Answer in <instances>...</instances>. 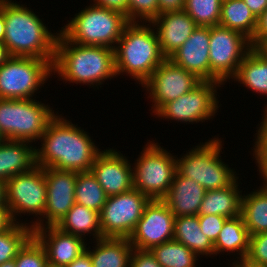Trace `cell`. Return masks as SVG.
Wrapping results in <instances>:
<instances>
[{
	"instance_id": "cell-49",
	"label": "cell",
	"mask_w": 267,
	"mask_h": 267,
	"mask_svg": "<svg viewBox=\"0 0 267 267\" xmlns=\"http://www.w3.org/2000/svg\"><path fill=\"white\" fill-rule=\"evenodd\" d=\"M5 37V20H4V11L0 7V42H3Z\"/></svg>"
},
{
	"instance_id": "cell-46",
	"label": "cell",
	"mask_w": 267,
	"mask_h": 267,
	"mask_svg": "<svg viewBox=\"0 0 267 267\" xmlns=\"http://www.w3.org/2000/svg\"><path fill=\"white\" fill-rule=\"evenodd\" d=\"M250 11L258 18L267 9V0H243Z\"/></svg>"
},
{
	"instance_id": "cell-33",
	"label": "cell",
	"mask_w": 267,
	"mask_h": 267,
	"mask_svg": "<svg viewBox=\"0 0 267 267\" xmlns=\"http://www.w3.org/2000/svg\"><path fill=\"white\" fill-rule=\"evenodd\" d=\"M33 237V229L25 224L14 223L0 232V264L16 258L18 252Z\"/></svg>"
},
{
	"instance_id": "cell-42",
	"label": "cell",
	"mask_w": 267,
	"mask_h": 267,
	"mask_svg": "<svg viewBox=\"0 0 267 267\" xmlns=\"http://www.w3.org/2000/svg\"><path fill=\"white\" fill-rule=\"evenodd\" d=\"M253 152V153H251ZM250 155L255 160L259 177L267 181V149H252Z\"/></svg>"
},
{
	"instance_id": "cell-13",
	"label": "cell",
	"mask_w": 267,
	"mask_h": 267,
	"mask_svg": "<svg viewBox=\"0 0 267 267\" xmlns=\"http://www.w3.org/2000/svg\"><path fill=\"white\" fill-rule=\"evenodd\" d=\"M150 199L139 190L107 197L100 212L103 237L129 238Z\"/></svg>"
},
{
	"instance_id": "cell-10",
	"label": "cell",
	"mask_w": 267,
	"mask_h": 267,
	"mask_svg": "<svg viewBox=\"0 0 267 267\" xmlns=\"http://www.w3.org/2000/svg\"><path fill=\"white\" fill-rule=\"evenodd\" d=\"M52 76V64L48 60L10 56L0 66V99L38 98L36 94Z\"/></svg>"
},
{
	"instance_id": "cell-41",
	"label": "cell",
	"mask_w": 267,
	"mask_h": 267,
	"mask_svg": "<svg viewBox=\"0 0 267 267\" xmlns=\"http://www.w3.org/2000/svg\"><path fill=\"white\" fill-rule=\"evenodd\" d=\"M262 119L258 125L256 133L253 135L255 138L253 139V147L251 149H267V106L263 108Z\"/></svg>"
},
{
	"instance_id": "cell-54",
	"label": "cell",
	"mask_w": 267,
	"mask_h": 267,
	"mask_svg": "<svg viewBox=\"0 0 267 267\" xmlns=\"http://www.w3.org/2000/svg\"><path fill=\"white\" fill-rule=\"evenodd\" d=\"M46 267H64V266H58V265L47 263Z\"/></svg>"
},
{
	"instance_id": "cell-27",
	"label": "cell",
	"mask_w": 267,
	"mask_h": 267,
	"mask_svg": "<svg viewBox=\"0 0 267 267\" xmlns=\"http://www.w3.org/2000/svg\"><path fill=\"white\" fill-rule=\"evenodd\" d=\"M55 227L65 233L81 237L87 242L103 238L100 213L77 203L61 218Z\"/></svg>"
},
{
	"instance_id": "cell-40",
	"label": "cell",
	"mask_w": 267,
	"mask_h": 267,
	"mask_svg": "<svg viewBox=\"0 0 267 267\" xmlns=\"http://www.w3.org/2000/svg\"><path fill=\"white\" fill-rule=\"evenodd\" d=\"M250 42L252 48L257 49L267 42V9L257 18V26Z\"/></svg>"
},
{
	"instance_id": "cell-28",
	"label": "cell",
	"mask_w": 267,
	"mask_h": 267,
	"mask_svg": "<svg viewBox=\"0 0 267 267\" xmlns=\"http://www.w3.org/2000/svg\"><path fill=\"white\" fill-rule=\"evenodd\" d=\"M173 239L184 244L199 258H214V244L201 231L198 215L175 217Z\"/></svg>"
},
{
	"instance_id": "cell-51",
	"label": "cell",
	"mask_w": 267,
	"mask_h": 267,
	"mask_svg": "<svg viewBox=\"0 0 267 267\" xmlns=\"http://www.w3.org/2000/svg\"><path fill=\"white\" fill-rule=\"evenodd\" d=\"M0 206L6 205V190H5V182L0 180Z\"/></svg>"
},
{
	"instance_id": "cell-23",
	"label": "cell",
	"mask_w": 267,
	"mask_h": 267,
	"mask_svg": "<svg viewBox=\"0 0 267 267\" xmlns=\"http://www.w3.org/2000/svg\"><path fill=\"white\" fill-rule=\"evenodd\" d=\"M250 235L244 224L242 215L233 218H227L224 222L217 240L214 243V258L217 255H233V259L229 261V265L237 261L244 260L249 251ZM229 252V253H228ZM216 256V257H215ZM237 256V257H236ZM237 259H236V258Z\"/></svg>"
},
{
	"instance_id": "cell-1",
	"label": "cell",
	"mask_w": 267,
	"mask_h": 267,
	"mask_svg": "<svg viewBox=\"0 0 267 267\" xmlns=\"http://www.w3.org/2000/svg\"><path fill=\"white\" fill-rule=\"evenodd\" d=\"M77 125L63 113H58L36 145V166L74 172L91 171L102 149L86 129Z\"/></svg>"
},
{
	"instance_id": "cell-15",
	"label": "cell",
	"mask_w": 267,
	"mask_h": 267,
	"mask_svg": "<svg viewBox=\"0 0 267 267\" xmlns=\"http://www.w3.org/2000/svg\"><path fill=\"white\" fill-rule=\"evenodd\" d=\"M174 221V214L162 200H150L129 237L130 244L135 249L151 250L154 246L172 240Z\"/></svg>"
},
{
	"instance_id": "cell-14",
	"label": "cell",
	"mask_w": 267,
	"mask_h": 267,
	"mask_svg": "<svg viewBox=\"0 0 267 267\" xmlns=\"http://www.w3.org/2000/svg\"><path fill=\"white\" fill-rule=\"evenodd\" d=\"M201 82L195 74L166 58L141 87L145 90V98H150L149 111L153 116L162 105L178 99Z\"/></svg>"
},
{
	"instance_id": "cell-31",
	"label": "cell",
	"mask_w": 267,
	"mask_h": 267,
	"mask_svg": "<svg viewBox=\"0 0 267 267\" xmlns=\"http://www.w3.org/2000/svg\"><path fill=\"white\" fill-rule=\"evenodd\" d=\"M107 197L92 171L77 172L75 203L100 213Z\"/></svg>"
},
{
	"instance_id": "cell-24",
	"label": "cell",
	"mask_w": 267,
	"mask_h": 267,
	"mask_svg": "<svg viewBox=\"0 0 267 267\" xmlns=\"http://www.w3.org/2000/svg\"><path fill=\"white\" fill-rule=\"evenodd\" d=\"M133 249L129 238L103 237L88 242L85 251L90 255L93 267H130Z\"/></svg>"
},
{
	"instance_id": "cell-2",
	"label": "cell",
	"mask_w": 267,
	"mask_h": 267,
	"mask_svg": "<svg viewBox=\"0 0 267 267\" xmlns=\"http://www.w3.org/2000/svg\"><path fill=\"white\" fill-rule=\"evenodd\" d=\"M52 73L64 84L88 85L89 89L99 90L105 81L117 78L114 49L76 44L59 33Z\"/></svg>"
},
{
	"instance_id": "cell-37",
	"label": "cell",
	"mask_w": 267,
	"mask_h": 267,
	"mask_svg": "<svg viewBox=\"0 0 267 267\" xmlns=\"http://www.w3.org/2000/svg\"><path fill=\"white\" fill-rule=\"evenodd\" d=\"M245 259L249 262L267 265V232L250 236L249 251Z\"/></svg>"
},
{
	"instance_id": "cell-44",
	"label": "cell",
	"mask_w": 267,
	"mask_h": 267,
	"mask_svg": "<svg viewBox=\"0 0 267 267\" xmlns=\"http://www.w3.org/2000/svg\"><path fill=\"white\" fill-rule=\"evenodd\" d=\"M159 14L165 12L182 11L184 9V0H158Z\"/></svg>"
},
{
	"instance_id": "cell-8",
	"label": "cell",
	"mask_w": 267,
	"mask_h": 267,
	"mask_svg": "<svg viewBox=\"0 0 267 267\" xmlns=\"http://www.w3.org/2000/svg\"><path fill=\"white\" fill-rule=\"evenodd\" d=\"M146 142L132 164L133 187L150 200H162L177 171L176 155L161 147L156 138L151 141L147 139Z\"/></svg>"
},
{
	"instance_id": "cell-12",
	"label": "cell",
	"mask_w": 267,
	"mask_h": 267,
	"mask_svg": "<svg viewBox=\"0 0 267 267\" xmlns=\"http://www.w3.org/2000/svg\"><path fill=\"white\" fill-rule=\"evenodd\" d=\"M252 49L250 39L239 31L214 25L210 27V81L225 83L237 74L239 65Z\"/></svg>"
},
{
	"instance_id": "cell-53",
	"label": "cell",
	"mask_w": 267,
	"mask_h": 267,
	"mask_svg": "<svg viewBox=\"0 0 267 267\" xmlns=\"http://www.w3.org/2000/svg\"><path fill=\"white\" fill-rule=\"evenodd\" d=\"M267 55V42L260 48Z\"/></svg>"
},
{
	"instance_id": "cell-18",
	"label": "cell",
	"mask_w": 267,
	"mask_h": 267,
	"mask_svg": "<svg viewBox=\"0 0 267 267\" xmlns=\"http://www.w3.org/2000/svg\"><path fill=\"white\" fill-rule=\"evenodd\" d=\"M209 41L210 27L197 26L169 59L202 81H210Z\"/></svg>"
},
{
	"instance_id": "cell-35",
	"label": "cell",
	"mask_w": 267,
	"mask_h": 267,
	"mask_svg": "<svg viewBox=\"0 0 267 267\" xmlns=\"http://www.w3.org/2000/svg\"><path fill=\"white\" fill-rule=\"evenodd\" d=\"M48 263L44 247L33 236L18 252L16 267H46Z\"/></svg>"
},
{
	"instance_id": "cell-50",
	"label": "cell",
	"mask_w": 267,
	"mask_h": 267,
	"mask_svg": "<svg viewBox=\"0 0 267 267\" xmlns=\"http://www.w3.org/2000/svg\"><path fill=\"white\" fill-rule=\"evenodd\" d=\"M10 57L6 46L3 42H0V66Z\"/></svg>"
},
{
	"instance_id": "cell-34",
	"label": "cell",
	"mask_w": 267,
	"mask_h": 267,
	"mask_svg": "<svg viewBox=\"0 0 267 267\" xmlns=\"http://www.w3.org/2000/svg\"><path fill=\"white\" fill-rule=\"evenodd\" d=\"M222 0H184V11L197 26L219 25Z\"/></svg>"
},
{
	"instance_id": "cell-36",
	"label": "cell",
	"mask_w": 267,
	"mask_h": 267,
	"mask_svg": "<svg viewBox=\"0 0 267 267\" xmlns=\"http://www.w3.org/2000/svg\"><path fill=\"white\" fill-rule=\"evenodd\" d=\"M158 15V0H128V22L150 23Z\"/></svg>"
},
{
	"instance_id": "cell-38",
	"label": "cell",
	"mask_w": 267,
	"mask_h": 267,
	"mask_svg": "<svg viewBox=\"0 0 267 267\" xmlns=\"http://www.w3.org/2000/svg\"><path fill=\"white\" fill-rule=\"evenodd\" d=\"M198 219L201 231L214 244L227 218L222 215L210 214V215H198Z\"/></svg>"
},
{
	"instance_id": "cell-21",
	"label": "cell",
	"mask_w": 267,
	"mask_h": 267,
	"mask_svg": "<svg viewBox=\"0 0 267 267\" xmlns=\"http://www.w3.org/2000/svg\"><path fill=\"white\" fill-rule=\"evenodd\" d=\"M205 192L200 184L176 171L173 183L162 201L175 217L198 215Z\"/></svg>"
},
{
	"instance_id": "cell-43",
	"label": "cell",
	"mask_w": 267,
	"mask_h": 267,
	"mask_svg": "<svg viewBox=\"0 0 267 267\" xmlns=\"http://www.w3.org/2000/svg\"><path fill=\"white\" fill-rule=\"evenodd\" d=\"M90 2L99 7L121 12L128 21V0H90Z\"/></svg>"
},
{
	"instance_id": "cell-6",
	"label": "cell",
	"mask_w": 267,
	"mask_h": 267,
	"mask_svg": "<svg viewBox=\"0 0 267 267\" xmlns=\"http://www.w3.org/2000/svg\"><path fill=\"white\" fill-rule=\"evenodd\" d=\"M68 22V23H67ZM60 33L70 42L114 49L124 27L129 23L121 12L92 3L67 20Z\"/></svg>"
},
{
	"instance_id": "cell-25",
	"label": "cell",
	"mask_w": 267,
	"mask_h": 267,
	"mask_svg": "<svg viewBox=\"0 0 267 267\" xmlns=\"http://www.w3.org/2000/svg\"><path fill=\"white\" fill-rule=\"evenodd\" d=\"M231 81L240 84L238 87H245L247 92L250 90L254 95L259 94L258 96L267 98V55L260 49L252 48L242 60L237 74Z\"/></svg>"
},
{
	"instance_id": "cell-17",
	"label": "cell",
	"mask_w": 267,
	"mask_h": 267,
	"mask_svg": "<svg viewBox=\"0 0 267 267\" xmlns=\"http://www.w3.org/2000/svg\"><path fill=\"white\" fill-rule=\"evenodd\" d=\"M125 155L117 148L106 147L92 165L91 171L108 197L134 188L132 161Z\"/></svg>"
},
{
	"instance_id": "cell-3",
	"label": "cell",
	"mask_w": 267,
	"mask_h": 267,
	"mask_svg": "<svg viewBox=\"0 0 267 267\" xmlns=\"http://www.w3.org/2000/svg\"><path fill=\"white\" fill-rule=\"evenodd\" d=\"M26 4L16 0H3L0 4L5 20L3 43L10 56L41 58L53 65L60 28L52 32L41 15L36 14L40 12Z\"/></svg>"
},
{
	"instance_id": "cell-22",
	"label": "cell",
	"mask_w": 267,
	"mask_h": 267,
	"mask_svg": "<svg viewBox=\"0 0 267 267\" xmlns=\"http://www.w3.org/2000/svg\"><path fill=\"white\" fill-rule=\"evenodd\" d=\"M36 166V145L28 141L6 140L0 143V180L29 172Z\"/></svg>"
},
{
	"instance_id": "cell-20",
	"label": "cell",
	"mask_w": 267,
	"mask_h": 267,
	"mask_svg": "<svg viewBox=\"0 0 267 267\" xmlns=\"http://www.w3.org/2000/svg\"><path fill=\"white\" fill-rule=\"evenodd\" d=\"M150 23L155 29L165 58H169L181 47L197 27L184 10L161 13Z\"/></svg>"
},
{
	"instance_id": "cell-26",
	"label": "cell",
	"mask_w": 267,
	"mask_h": 267,
	"mask_svg": "<svg viewBox=\"0 0 267 267\" xmlns=\"http://www.w3.org/2000/svg\"><path fill=\"white\" fill-rule=\"evenodd\" d=\"M239 177L228 187L207 190L201 202L198 215H222L233 218L241 215L243 189Z\"/></svg>"
},
{
	"instance_id": "cell-4",
	"label": "cell",
	"mask_w": 267,
	"mask_h": 267,
	"mask_svg": "<svg viewBox=\"0 0 267 267\" xmlns=\"http://www.w3.org/2000/svg\"><path fill=\"white\" fill-rule=\"evenodd\" d=\"M116 75L142 86L166 59L151 23L129 22L114 48ZM123 75V76H122Z\"/></svg>"
},
{
	"instance_id": "cell-7",
	"label": "cell",
	"mask_w": 267,
	"mask_h": 267,
	"mask_svg": "<svg viewBox=\"0 0 267 267\" xmlns=\"http://www.w3.org/2000/svg\"><path fill=\"white\" fill-rule=\"evenodd\" d=\"M50 105L36 98L0 99V134L6 140L38 143L59 112Z\"/></svg>"
},
{
	"instance_id": "cell-5",
	"label": "cell",
	"mask_w": 267,
	"mask_h": 267,
	"mask_svg": "<svg viewBox=\"0 0 267 267\" xmlns=\"http://www.w3.org/2000/svg\"><path fill=\"white\" fill-rule=\"evenodd\" d=\"M218 135L192 145L184 151L186 154H176L177 171L200 184L206 191L228 187L238 177H242L238 176L240 174L234 167H229L228 162L223 161L221 154L225 144Z\"/></svg>"
},
{
	"instance_id": "cell-29",
	"label": "cell",
	"mask_w": 267,
	"mask_h": 267,
	"mask_svg": "<svg viewBox=\"0 0 267 267\" xmlns=\"http://www.w3.org/2000/svg\"><path fill=\"white\" fill-rule=\"evenodd\" d=\"M260 180L263 184L242 196L241 215L250 236L267 232V181Z\"/></svg>"
},
{
	"instance_id": "cell-9",
	"label": "cell",
	"mask_w": 267,
	"mask_h": 267,
	"mask_svg": "<svg viewBox=\"0 0 267 267\" xmlns=\"http://www.w3.org/2000/svg\"><path fill=\"white\" fill-rule=\"evenodd\" d=\"M5 190L6 205L14 222L32 228L42 218L47 202L44 168L35 166L29 172L13 176L5 182Z\"/></svg>"
},
{
	"instance_id": "cell-16",
	"label": "cell",
	"mask_w": 267,
	"mask_h": 267,
	"mask_svg": "<svg viewBox=\"0 0 267 267\" xmlns=\"http://www.w3.org/2000/svg\"><path fill=\"white\" fill-rule=\"evenodd\" d=\"M47 202L42 218L32 227L33 231L45 226H55L75 204L77 172L44 168Z\"/></svg>"
},
{
	"instance_id": "cell-45",
	"label": "cell",
	"mask_w": 267,
	"mask_h": 267,
	"mask_svg": "<svg viewBox=\"0 0 267 267\" xmlns=\"http://www.w3.org/2000/svg\"><path fill=\"white\" fill-rule=\"evenodd\" d=\"M14 223L9 208L0 206V232L10 228Z\"/></svg>"
},
{
	"instance_id": "cell-32",
	"label": "cell",
	"mask_w": 267,
	"mask_h": 267,
	"mask_svg": "<svg viewBox=\"0 0 267 267\" xmlns=\"http://www.w3.org/2000/svg\"><path fill=\"white\" fill-rule=\"evenodd\" d=\"M151 253L162 267H198L199 257L184 244L172 239L154 246Z\"/></svg>"
},
{
	"instance_id": "cell-48",
	"label": "cell",
	"mask_w": 267,
	"mask_h": 267,
	"mask_svg": "<svg viewBox=\"0 0 267 267\" xmlns=\"http://www.w3.org/2000/svg\"><path fill=\"white\" fill-rule=\"evenodd\" d=\"M229 267H267V265L249 262L246 259H244L237 261L236 263L232 264Z\"/></svg>"
},
{
	"instance_id": "cell-11",
	"label": "cell",
	"mask_w": 267,
	"mask_h": 267,
	"mask_svg": "<svg viewBox=\"0 0 267 267\" xmlns=\"http://www.w3.org/2000/svg\"><path fill=\"white\" fill-rule=\"evenodd\" d=\"M223 86L217 81H202L178 99L162 105L153 115L159 120L174 121L177 124L181 122L186 125L213 120L222 106L218 100V89L220 91Z\"/></svg>"
},
{
	"instance_id": "cell-39",
	"label": "cell",
	"mask_w": 267,
	"mask_h": 267,
	"mask_svg": "<svg viewBox=\"0 0 267 267\" xmlns=\"http://www.w3.org/2000/svg\"><path fill=\"white\" fill-rule=\"evenodd\" d=\"M130 267H162L150 250L133 249Z\"/></svg>"
},
{
	"instance_id": "cell-30",
	"label": "cell",
	"mask_w": 267,
	"mask_h": 267,
	"mask_svg": "<svg viewBox=\"0 0 267 267\" xmlns=\"http://www.w3.org/2000/svg\"><path fill=\"white\" fill-rule=\"evenodd\" d=\"M219 25L239 31L251 40L257 18L243 0H222Z\"/></svg>"
},
{
	"instance_id": "cell-19",
	"label": "cell",
	"mask_w": 267,
	"mask_h": 267,
	"mask_svg": "<svg viewBox=\"0 0 267 267\" xmlns=\"http://www.w3.org/2000/svg\"><path fill=\"white\" fill-rule=\"evenodd\" d=\"M33 236L44 247L48 263L53 265L66 267L86 250L87 241L55 226L37 228Z\"/></svg>"
},
{
	"instance_id": "cell-52",
	"label": "cell",
	"mask_w": 267,
	"mask_h": 267,
	"mask_svg": "<svg viewBox=\"0 0 267 267\" xmlns=\"http://www.w3.org/2000/svg\"><path fill=\"white\" fill-rule=\"evenodd\" d=\"M0 267H16L15 259L0 264Z\"/></svg>"
},
{
	"instance_id": "cell-55",
	"label": "cell",
	"mask_w": 267,
	"mask_h": 267,
	"mask_svg": "<svg viewBox=\"0 0 267 267\" xmlns=\"http://www.w3.org/2000/svg\"><path fill=\"white\" fill-rule=\"evenodd\" d=\"M4 140V138L2 137V135L0 134V143Z\"/></svg>"
},
{
	"instance_id": "cell-47",
	"label": "cell",
	"mask_w": 267,
	"mask_h": 267,
	"mask_svg": "<svg viewBox=\"0 0 267 267\" xmlns=\"http://www.w3.org/2000/svg\"><path fill=\"white\" fill-rule=\"evenodd\" d=\"M66 267H93L90 255L85 251Z\"/></svg>"
}]
</instances>
